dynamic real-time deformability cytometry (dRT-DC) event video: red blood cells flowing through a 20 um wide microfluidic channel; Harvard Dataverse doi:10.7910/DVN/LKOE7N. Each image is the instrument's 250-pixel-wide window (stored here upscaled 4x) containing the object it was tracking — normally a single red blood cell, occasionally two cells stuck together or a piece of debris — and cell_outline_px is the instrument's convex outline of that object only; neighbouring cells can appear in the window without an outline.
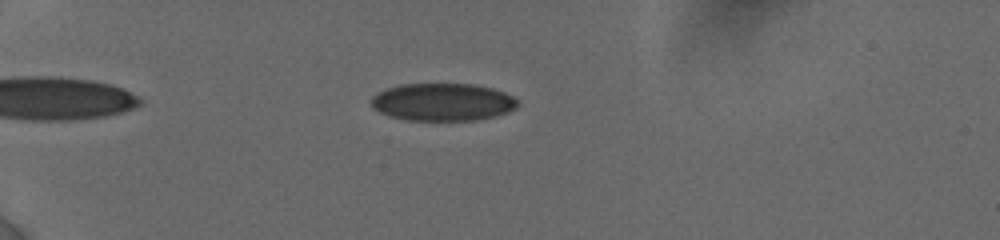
{"species": "human", "species_latin": "Homo sapiens", "temperature_condition": "cold", "stored_images_in_passage": 19, "camera_frame_rate_fps": 3000, "um_per_image_px": 0.085, "donor": {"sex": "female"}, "frame": {"image": 1, "passage_image": 6, "time_ms": 2.333, "image_size_px": [1000, 240], "cell_outline_px": [[520, 104], [516, 108], [508, 112], [476, 120], [408, 120], [392, 116], [380, 112], [372, 108], [368, 100], [376, 92], [384, 88], [400, 84], [472, 84], [492, 88], [504, 92], [520, 100]], "centroid_in_image_um": [37.6, 8.66], "position_along_channel_um": 47.4, "area_um2": 32.37}}
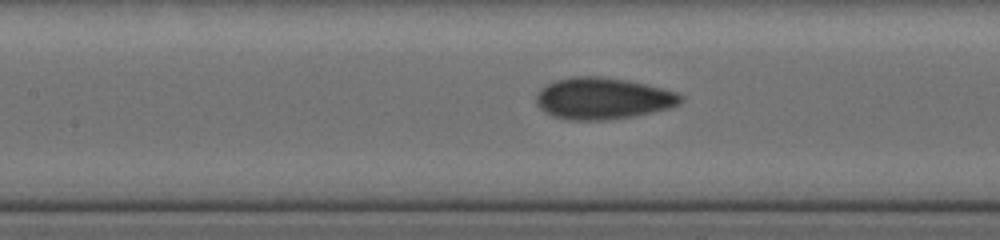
{"frame": {"image": 2, "passage_image": 15, "time_ms": 6.333, "image_size_px": [1000, 240], "cell_outline_px": [[684, 100], [680, 104], [668, 108], [632, 116], [604, 120], [572, 120], [552, 116], [540, 108], [536, 104], [536, 92], [540, 88], [556, 80], [572, 76], [600, 76], [628, 80], [648, 84], [680, 92], [684, 96]], "centroid_in_image_um": [51.27, 8.35], "position_along_channel_um": 156.1, "area_um2": 35.32}}
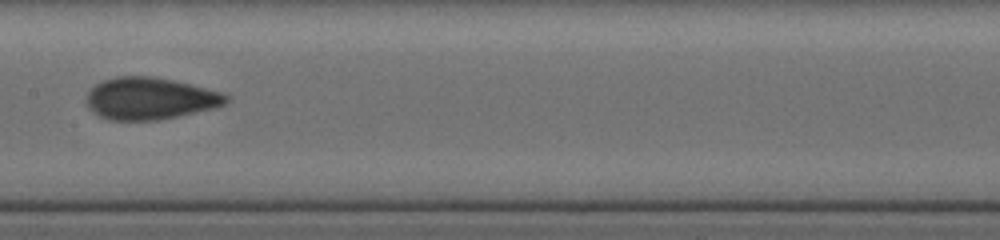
{"frame": {"image": 3, "passage_image": 17, "time_ms": 7.333, "image_size_px": [1000, 240], "cell_outline_px": [[232, 100], [216, 108], [160, 120], [108, 120], [92, 112], [88, 108], [84, 100], [88, 92], [96, 84], [104, 80], [116, 76], [152, 76], [192, 84], [224, 92]], "centroid_in_image_um": [12.77, 8.37], "position_along_channel_um": 194.6, "area_um2": 34.68}}